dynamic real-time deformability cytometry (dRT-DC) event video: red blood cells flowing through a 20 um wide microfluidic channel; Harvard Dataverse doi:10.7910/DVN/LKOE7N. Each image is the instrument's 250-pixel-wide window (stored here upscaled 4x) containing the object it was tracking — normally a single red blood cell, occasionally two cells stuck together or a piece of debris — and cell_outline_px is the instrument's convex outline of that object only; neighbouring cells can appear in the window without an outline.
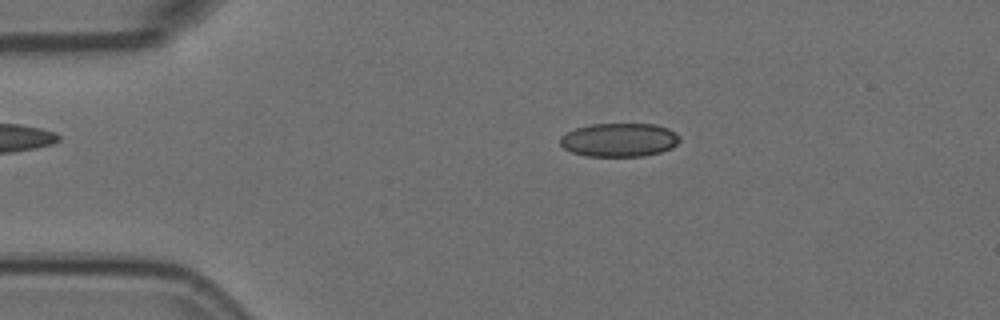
{"species": "Egyptian fruit bat (a non-hibernating species)", "species_latin": "Rousettus aegyptiacus", "temperature_condition": "room temperature", "stored_images_in_passage": 46, "camera_frame_rate_fps": 3000, "um_per_image_px": 0.085, "animal": {"sex": "female"}, "frame": {"image": 1, "passage_image": 10, "time_ms": 3.0, "image_size_px": [1000, 320], "cell_outline_px": [[680, 140], [672, 148], [660, 152], [644, 156], [584, 156], [572, 152], [564, 148], [560, 144], [560, 136], [576, 128], [592, 124], [656, 124], [668, 128], [680, 136]], "centroid_in_image_um": [52.64, 11.89], "position_along_channel_um": 32.4, "area_um2": 23.47}}
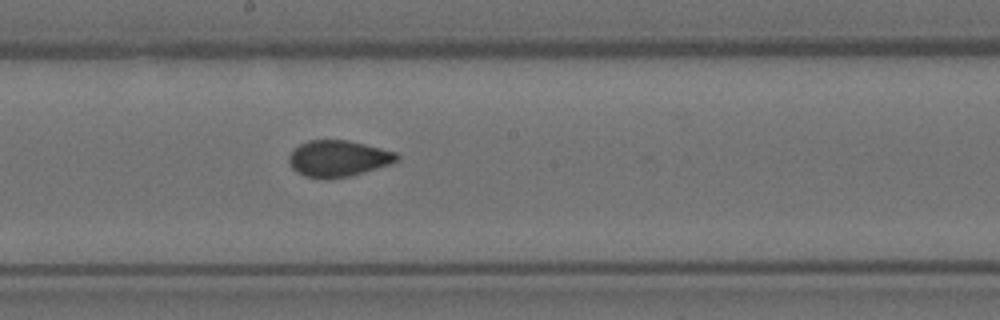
{"frame": {"image": 2, "passage_image": 29, "time_ms": 9.333, "image_size_px": [1000, 320], "cell_outline_px": [[400, 160], [364, 172], [348, 176], [324, 180], [304, 176], [296, 172], [292, 168], [288, 160], [288, 156], [300, 144], [308, 140], [348, 140], [396, 152], [400, 156]], "centroid_in_image_um": [28.72, 13.48], "position_along_channel_um": 219.5, "area_um2": 22.83}}
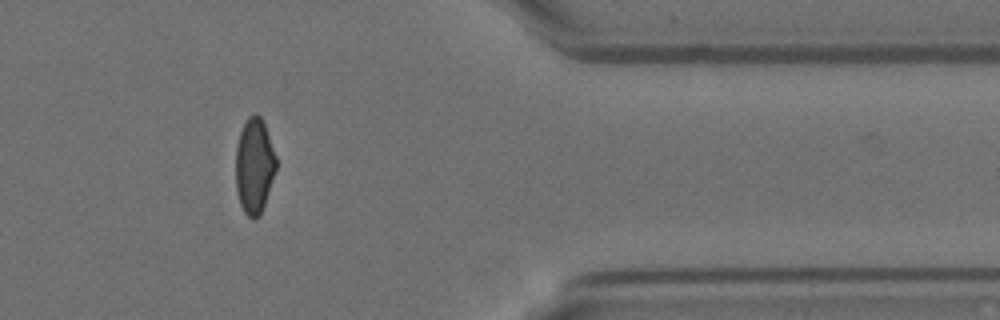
{"frame": {"image": 3, "passage_image": 45, "time_ms": 14.667, "image_size_px": [1000, 320], "cell_outline_px": [[276, 168], [260, 216], [256, 220], [252, 220], [244, 212], [240, 204], [236, 188], [236, 148], [240, 132], [248, 116], [260, 116], [264, 124], [276, 156]], "centroid_in_image_um": [21.6, 14.14], "position_along_channel_um": 389.8, "area_um2": 22.14}, "authors_computed_cell_mechanics": {"area_um2": 23.2645, "velocity_mm_per_s": 3.6159, "shape_relaxation_time_tau1_ms": null, "shape_relaxation_time_tau2_ms": 1.0127, "deformation_change_tau1": null, "deformation_change_tau2": 0.0476}}